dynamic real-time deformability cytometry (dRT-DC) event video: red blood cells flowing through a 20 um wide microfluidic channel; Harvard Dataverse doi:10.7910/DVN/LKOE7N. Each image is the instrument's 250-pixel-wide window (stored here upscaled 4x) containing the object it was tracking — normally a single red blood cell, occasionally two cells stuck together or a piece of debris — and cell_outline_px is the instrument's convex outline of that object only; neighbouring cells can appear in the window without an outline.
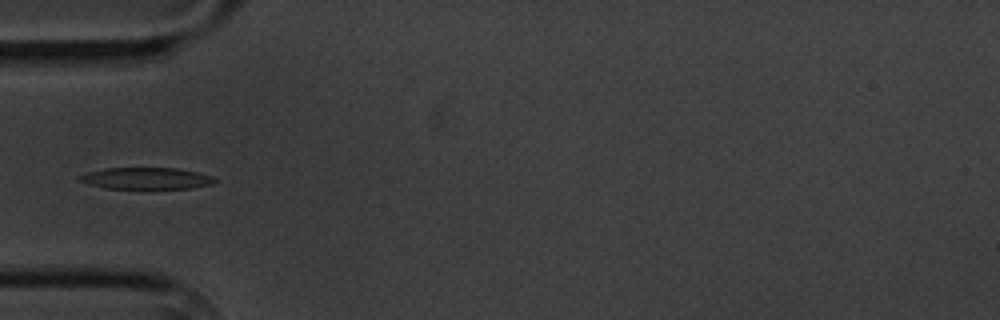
{"species": "common noctule bat (a hibernating species)", "species_latin": "Nyctalus noctula", "temperature_condition": "cold", "stored_images_in_passage": 10, "camera_frame_rate_fps": 3000, "um_per_image_px": 0.085, "animal": {"sex": "male", "body_mass_g": 20.1, "forearm_length_mm": 53.5}, "frame": {"image": 1, "passage_image": 6, "time_ms": 5.667, "image_size_px": [1000, 320], "cell_outline_px": [[216, 180], [212, 184], [192, 188], [104, 188], [88, 184], [80, 180], [76, 176], [88, 172], [104, 168], [176, 168], [196, 172], [212, 176]], "centroid_in_image_um": [12.4, 15.15], "position_along_channel_um": 72.6, "area_um2": 16.88}}
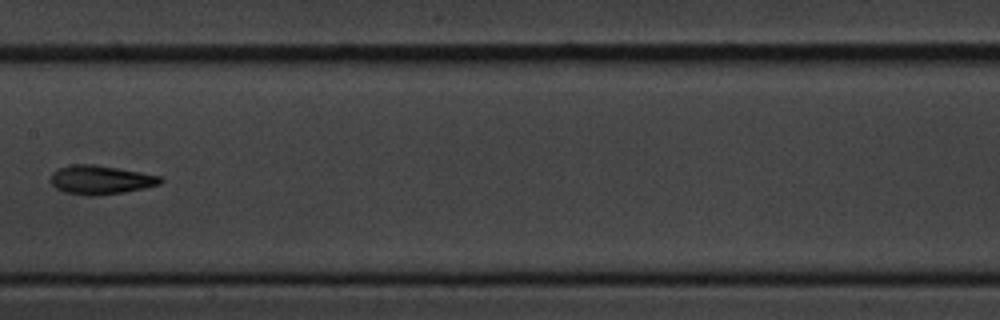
{"frame": {"image": 2, "passage_image": 9, "time_ms": 9.333, "image_size_px": [1000, 320], "cell_outline_px": [[164, 180], [160, 184], [144, 188], [124, 192], [96, 196], [84, 196], [64, 192], [56, 188], [48, 180], [52, 172], [56, 168], [72, 164], [92, 164], [140, 172], [160, 176]], "centroid_in_image_um": [8.49, 15.29], "position_along_channel_um": 198.9, "area_um2": 18.67}}
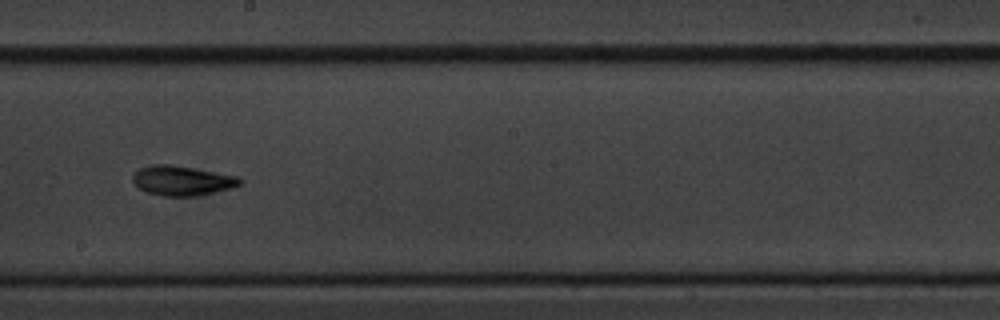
{"frame": {"image": 3, "passage_image": 10, "time_ms": 10.333, "image_size_px": [1000, 320], "cell_outline_px": [[244, 180], [240, 184], [232, 188], [216, 192], [196, 196], [164, 196], [148, 192], [140, 188], [132, 180], [132, 176], [140, 168], [152, 164], [168, 164], [192, 168], [236, 176]], "centroid_in_image_um": [15.49, 15.36], "position_along_channel_um": 232.7, "area_um2": 18.32}}